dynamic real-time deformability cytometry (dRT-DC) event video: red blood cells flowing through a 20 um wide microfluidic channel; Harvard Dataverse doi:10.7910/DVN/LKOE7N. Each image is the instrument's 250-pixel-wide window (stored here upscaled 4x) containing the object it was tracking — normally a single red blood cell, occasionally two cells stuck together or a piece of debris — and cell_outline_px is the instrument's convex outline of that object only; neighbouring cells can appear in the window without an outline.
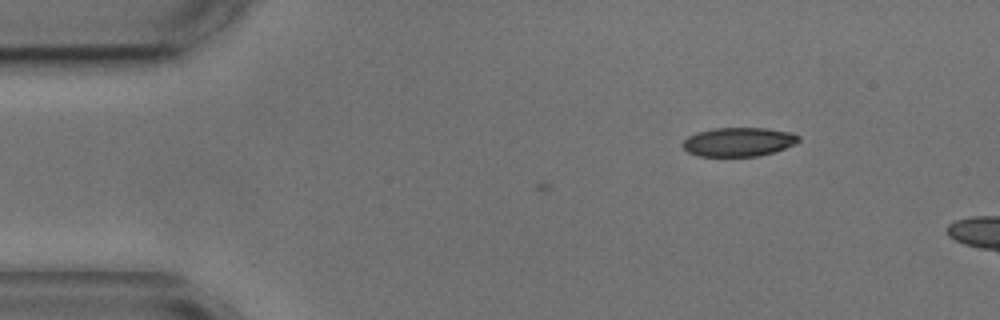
{"species": "common noctule bat (a hibernating species)", "species_latin": "Nyctalus noctula", "temperature_condition": "cold", "stored_images_in_passage": 2, "camera_frame_rate_fps": 3000, "um_per_image_px": 0.085, "animal": {"sex": "male", "body_mass_g": 17.9, "forearm_length_mm": 54.2}, "frame": {"image": 1, "passage_image": 2, "time_ms": 1.667, "image_size_px": [1000, 320], "cell_outline_px": [[800, 140], [784, 148], [760, 156], [696, 156], [688, 152], [684, 148], [684, 140], [688, 136], [696, 132], [712, 128], [768, 128], [792, 132], [800, 136]], "centroid_in_image_um": [62.77, 12.05], "position_along_channel_um": 22.2, "area_um2": 19.54}}